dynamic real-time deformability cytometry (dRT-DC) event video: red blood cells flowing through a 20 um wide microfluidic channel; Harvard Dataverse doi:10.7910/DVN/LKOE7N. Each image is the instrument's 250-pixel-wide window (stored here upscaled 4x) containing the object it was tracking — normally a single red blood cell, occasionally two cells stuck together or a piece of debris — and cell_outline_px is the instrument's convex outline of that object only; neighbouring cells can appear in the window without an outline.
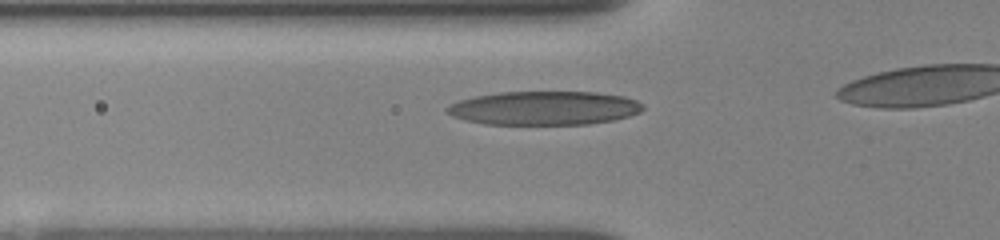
{"species": "human", "species_latin": "Homo sapiens", "temperature_condition": "room temperature", "stored_images_in_passage": 18, "camera_frame_rate_fps": 3000, "um_per_image_px": 0.085, "donor": {"sex": "female"}, "frame": {"image": 1, "passage_image": 7, "time_ms": 4.0, "image_size_px": [1000, 240], "cell_outline_px": [[644, 108], [640, 112], [628, 116], [612, 120], [588, 124], [484, 124], [464, 120], [452, 116], [444, 108], [460, 100], [476, 96], [500, 92], [596, 92], [624, 96], [636, 100], [644, 104]], "centroid_in_image_um": [46.27, 9.18], "position_along_channel_um": 79.5, "area_um2": 38.49}}
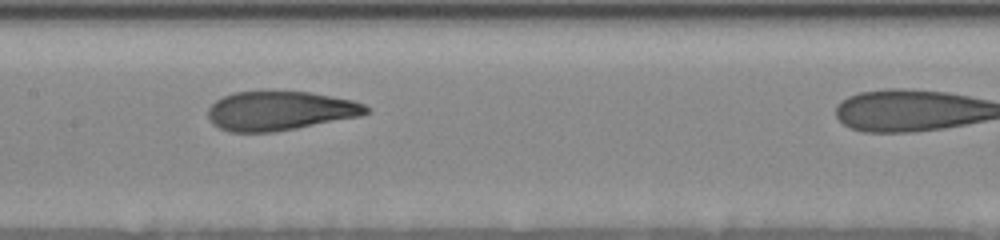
{"frame": {"image": 2, "passage_image": 12, "time_ms": 6.667, "image_size_px": [1000, 240], "cell_outline_px": [[372, 108], [368, 112], [360, 116], [296, 128], [272, 132], [228, 132], [212, 124], [208, 116], [208, 108], [216, 100], [232, 92], [312, 92], [352, 100], [364, 104]], "centroid_in_image_um": [23.79, 9.42], "position_along_channel_um": 183.6, "area_um2": 35.95}}
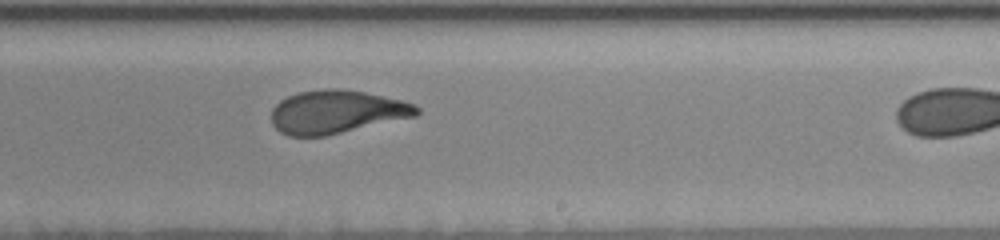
{"frame": {"image": 3, "passage_image": 17, "time_ms": 8.667, "image_size_px": [1000, 240], "cell_outline_px": [[420, 112], [416, 116], [324, 136], [288, 136], [280, 132], [272, 124], [272, 108], [280, 100], [288, 96], [300, 92], [324, 88], [340, 88], [364, 92], [400, 100], [416, 104], [420, 108]], "centroid_in_image_um": [28.6, 9.5], "position_along_channel_um": 260.4, "area_um2": 36.53}}